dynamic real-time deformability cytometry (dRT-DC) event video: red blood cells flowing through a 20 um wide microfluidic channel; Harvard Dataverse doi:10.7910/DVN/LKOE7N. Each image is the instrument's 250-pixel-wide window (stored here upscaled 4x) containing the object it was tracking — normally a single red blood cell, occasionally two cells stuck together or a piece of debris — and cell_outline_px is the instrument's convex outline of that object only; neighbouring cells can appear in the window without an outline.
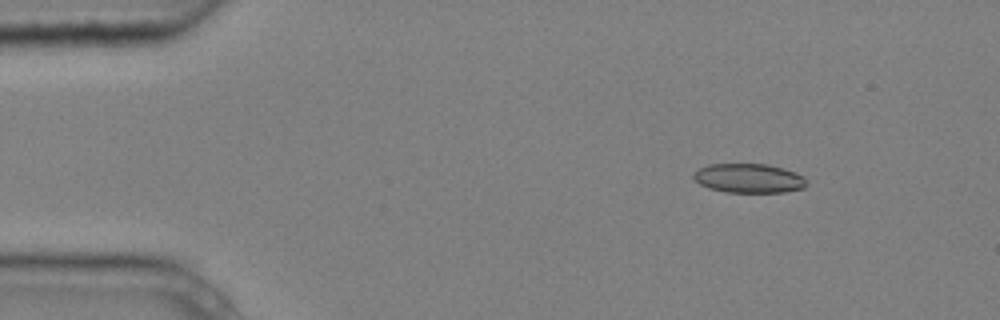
{"species": "common noctule bat (a hibernating species)", "species_latin": "Nyctalus noctula", "temperature_condition": "cold", "stored_images_in_passage": 5, "camera_frame_rate_fps": 3000, "um_per_image_px": 0.085, "animal": {"sex": "male", "body_mass_g": 20.4}, "frame": {"image": 1, "passage_image": 1, "time_ms": 0.0, "image_size_px": [1000, 320], "cell_outline_px": [[808, 184], [804, 188], [784, 192], [724, 192], [708, 188], [700, 184], [692, 176], [692, 172], [708, 164], [768, 164], [796, 172], [804, 176]], "centroid_in_image_um": [63.66, 15.15], "position_along_channel_um": 21.3, "area_um2": 19.42}}
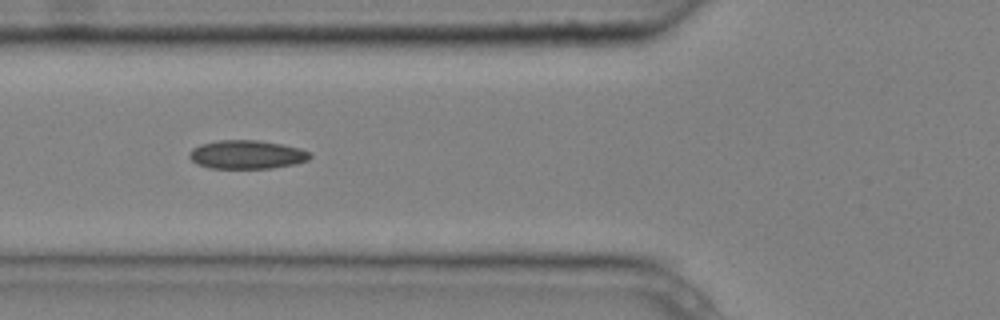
{"frame": {"image": 2, "passage_image": 4, "time_ms": 1.0, "image_size_px": [1000, 320], "cell_outline_px": [[312, 156], [308, 160], [296, 164], [272, 168], [208, 168], [196, 164], [188, 156], [188, 152], [192, 148], [200, 144], [220, 140], [256, 140], [280, 144], [300, 148], [312, 152]], "centroid_in_image_um": [20.98, 13.14], "position_along_channel_um": 104.8, "area_um2": 20.29}}
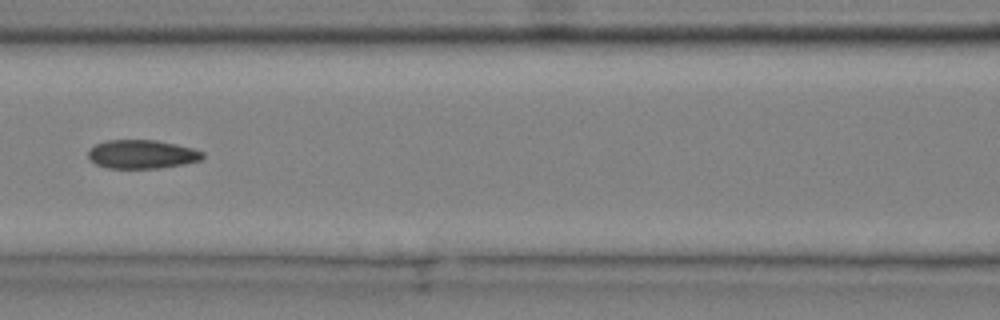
{"frame": {"image": 3, "passage_image": 5, "time_ms": 1.333, "image_size_px": [1000, 320], "cell_outline_px": [[204, 156], [200, 160], [184, 164], [160, 168], [108, 168], [96, 164], [88, 160], [88, 148], [96, 144], [108, 140], [156, 140], [176, 144], [192, 148], [204, 152]], "centroid_in_image_um": [12.04, 13.11], "position_along_channel_um": 154.6, "area_um2": 19.25}}